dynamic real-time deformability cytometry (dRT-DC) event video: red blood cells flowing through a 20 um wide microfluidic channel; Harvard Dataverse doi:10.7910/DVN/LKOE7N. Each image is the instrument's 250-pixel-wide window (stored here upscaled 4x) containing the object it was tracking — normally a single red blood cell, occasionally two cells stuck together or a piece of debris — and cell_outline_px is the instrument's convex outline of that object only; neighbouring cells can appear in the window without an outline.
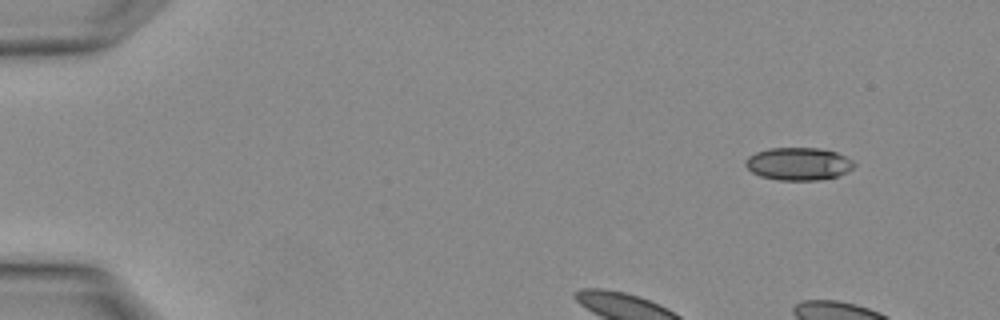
{"species": "Egyptian fruit bat (a non-hibernating species)", "species_latin": "Rousettus aegyptiacus", "temperature_condition": "warm", "stored_images_in_passage": 4, "camera_frame_rate_fps": 3000, "um_per_image_px": 0.085, "animal": {"sex": "female"}, "frame": {"image": 1, "passage_image": 1, "time_ms": 0.0, "image_size_px": [1000, 320], "cell_outline_px": [[856, 164], [848, 172], [836, 176], [820, 180], [776, 180], [760, 176], [752, 172], [744, 164], [744, 160], [748, 156], [756, 152], [768, 148], [816, 148], [836, 152], [852, 160]], "centroid_in_image_um": [67.84, 13.93], "position_along_channel_um": 17.2, "area_um2": 20.75}}
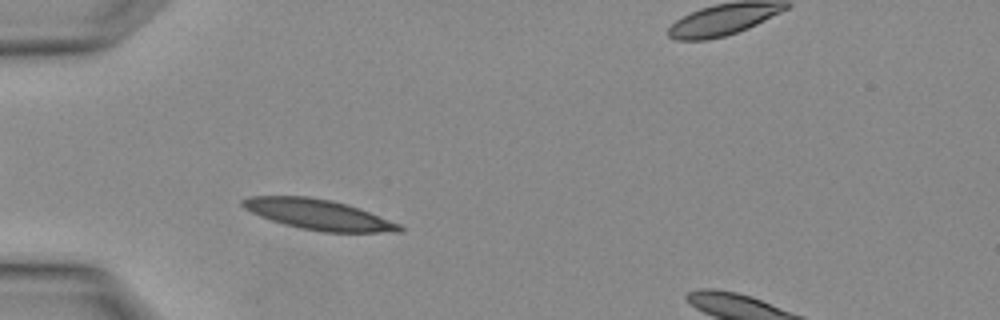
{"frame": {"image": 2, "passage_image": 3, "time_ms": 0.667, "image_size_px": [1000, 320], "cell_outline_px": [[404, 228], [400, 232], [324, 232], [300, 228], [284, 224], [260, 216], [244, 208], [240, 204], [240, 200], [248, 196], [308, 196], [332, 200], [348, 204], [360, 208], [400, 224]], "centroid_in_image_um": [27.06, 18.23], "position_along_channel_um": 57.9, "area_um2": 27.74}}